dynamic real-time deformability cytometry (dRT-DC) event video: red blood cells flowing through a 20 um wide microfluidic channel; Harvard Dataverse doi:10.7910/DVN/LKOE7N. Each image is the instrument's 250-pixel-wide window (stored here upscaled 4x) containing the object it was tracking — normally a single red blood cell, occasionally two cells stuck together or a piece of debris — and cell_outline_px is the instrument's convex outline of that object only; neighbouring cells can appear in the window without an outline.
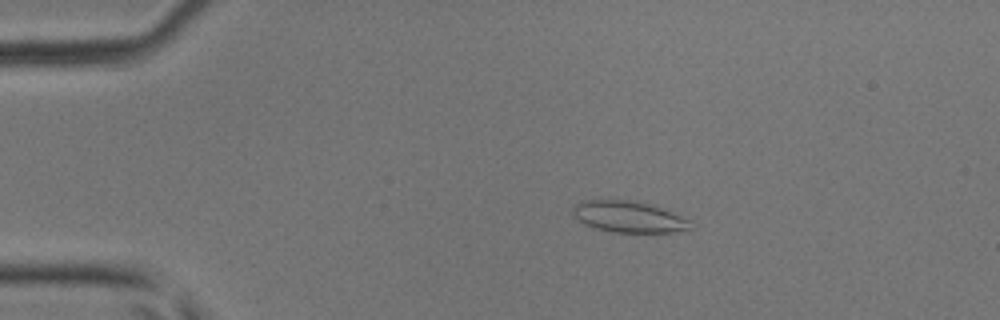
{"species": "common noctule bat (a hibernating species)", "species_latin": "Nyctalus noctula", "temperature_condition": "room temperature", "stored_images_in_passage": 46, "camera_frame_rate_fps": 3000, "um_per_image_px": 0.085, "animal": {"sex": "male", "body_mass_g": 17.9, "forearm_length_mm": 54.2}, "frame": {"image": 1, "passage_image": 10, "time_ms": 3.0, "image_size_px": [1000, 320], "cell_outline_px": [[692, 228], [672, 232], [612, 232], [596, 228], [584, 224], [572, 216], [572, 204], [584, 200], [636, 200], [656, 204], [688, 220]], "centroid_in_image_um": [53.38, 18.4], "position_along_channel_um": 31.6, "area_um2": 21.73}}
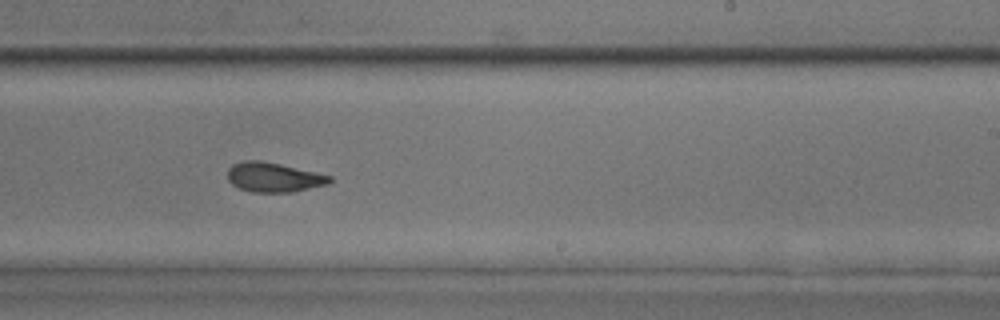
{"frame": {"image": 2, "passage_image": 30, "time_ms": 9.667, "image_size_px": [1000, 320], "cell_outline_px": [[332, 180], [328, 184], [292, 192], [252, 192], [240, 188], [232, 184], [228, 180], [228, 168], [232, 164], [244, 160], [260, 160], [280, 164], [316, 172], [332, 176]], "centroid_in_image_um": [23.25, 15.06], "position_along_channel_um": 265.7, "area_um2": 17.57}}
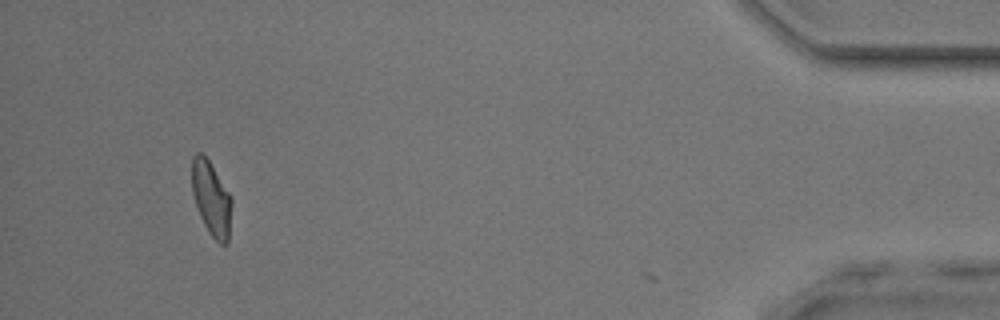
{"frame": {"image": 3, "passage_image": 45, "time_ms": 14.667, "image_size_px": [1000, 320], "cell_outline_px": [[232, 204], [228, 244], [220, 244], [208, 232], [200, 216], [192, 192], [192, 156], [196, 152], [200, 152], [208, 160], [232, 196]], "centroid_in_image_um": [17.98, 16.89], "position_along_channel_um": 417.2, "area_um2": 17.22}}